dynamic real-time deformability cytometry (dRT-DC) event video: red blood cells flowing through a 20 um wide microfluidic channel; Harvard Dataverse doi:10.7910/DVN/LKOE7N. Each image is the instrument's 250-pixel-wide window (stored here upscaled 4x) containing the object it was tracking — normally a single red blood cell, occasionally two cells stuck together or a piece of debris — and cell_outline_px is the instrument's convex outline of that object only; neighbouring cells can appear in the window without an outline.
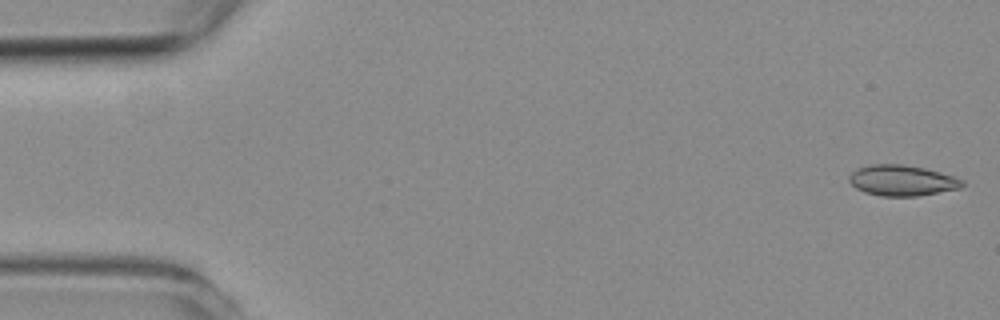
{"species": "common noctule bat (a hibernating species)", "species_latin": "Nyctalus noctula", "temperature_condition": "room temperature", "stored_images_in_passage": 54, "camera_frame_rate_fps": 3000, "um_per_image_px": 0.085, "animal": {"sex": "female", "body_mass_g": 19.3, "forearm_length_mm": 54.1}, "frame": {"image": 1, "passage_image": 1, "time_ms": 0.0, "image_size_px": [1000, 320], "cell_outline_px": [[964, 184], [960, 188], [916, 196], [880, 196], [864, 192], [856, 188], [848, 180], [848, 176], [856, 168], [868, 164], [904, 164], [924, 168], [952, 176], [964, 180]], "centroid_in_image_um": [76.62, 15.33], "position_along_channel_um": 8.4, "area_um2": 20.23}}
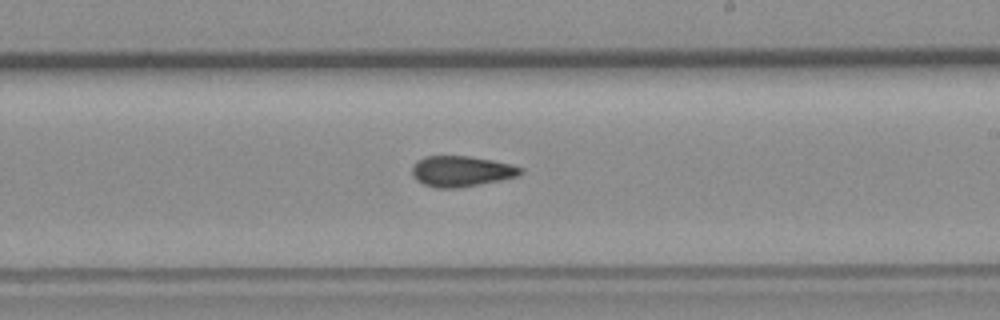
{"frame": {"image": 2, "passage_image": 31, "time_ms": 10.0, "image_size_px": [1000, 320], "cell_outline_px": [[524, 172], [520, 176], [460, 188], [436, 188], [424, 184], [416, 180], [412, 176], [412, 164], [416, 160], [424, 156], [468, 156], [492, 160], [512, 164], [524, 168]], "centroid_in_image_um": [39.22, 14.55], "position_along_channel_um": 249.8, "area_um2": 19.71}}
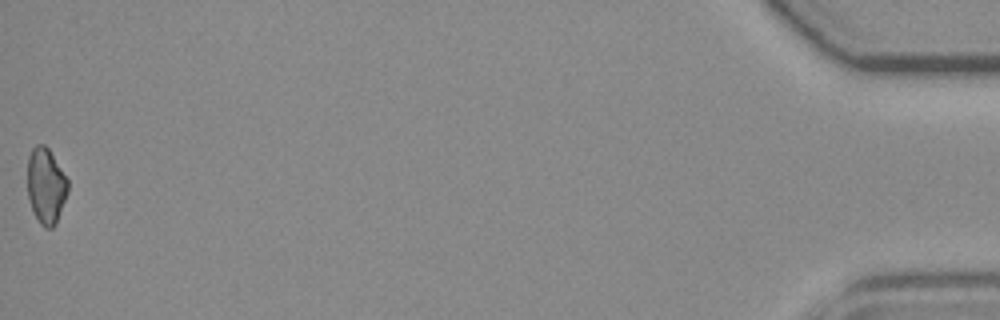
{"frame": {"image": 3, "passage_image": 54, "time_ms": 17.667, "image_size_px": [1000, 320], "cell_outline_px": [[68, 192], [56, 224], [52, 228], [44, 228], [40, 224], [32, 212], [28, 196], [28, 156], [32, 148], [36, 144], [44, 144], [48, 148], [68, 180]], "centroid_in_image_um": [3.9, 15.82], "position_along_channel_um": 431.3, "area_um2": 17.92}, "authors_computed_cell_mechanics": {"area_um2": 19.363, "velocity_mm_per_s": 3.7623, "shape_relaxation_time_tau1_ms": null, "shape_relaxation_time_tau2_ms": 6.5865, "deformation_change_tau1": null, "deformation_change_tau2": 0.1121}}